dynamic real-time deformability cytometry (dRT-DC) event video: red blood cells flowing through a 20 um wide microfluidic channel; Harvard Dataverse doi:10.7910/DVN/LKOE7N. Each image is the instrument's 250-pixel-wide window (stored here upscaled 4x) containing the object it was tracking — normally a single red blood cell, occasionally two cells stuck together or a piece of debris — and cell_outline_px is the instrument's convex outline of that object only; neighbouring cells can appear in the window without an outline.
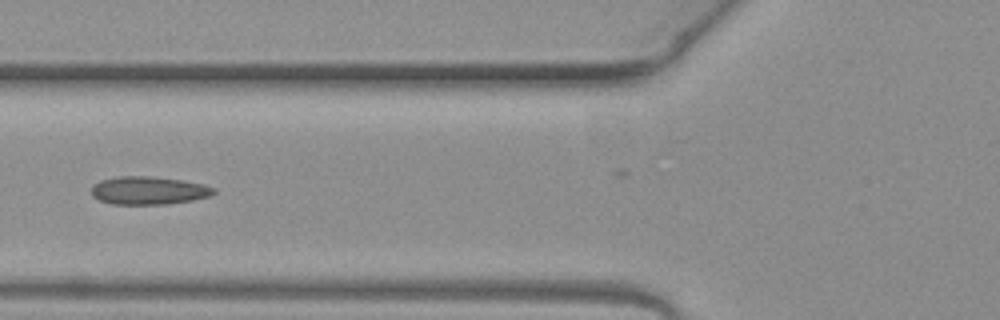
{"species": "common noctule bat (a hibernating species)", "species_latin": "Nyctalus noctula", "temperature_condition": "warm", "stored_images_in_passage": 6, "camera_frame_rate_fps": 3000, "um_per_image_px": 0.085, "animal": {"sex": "female", "body_mass_g": 19.3, "forearm_length_mm": 54.1}, "frame": {"image": 1, "passage_image": 6, "time_ms": 1.667, "image_size_px": [1000, 320], "cell_outline_px": [[216, 192], [212, 196], [192, 200], [168, 204], [112, 204], [100, 200], [92, 196], [92, 184], [100, 180], [120, 176], [148, 176], [180, 180], [204, 184], [216, 188]], "centroid_in_image_um": [12.65, 16.19], "position_along_channel_um": 113.2, "area_um2": 20.06}}